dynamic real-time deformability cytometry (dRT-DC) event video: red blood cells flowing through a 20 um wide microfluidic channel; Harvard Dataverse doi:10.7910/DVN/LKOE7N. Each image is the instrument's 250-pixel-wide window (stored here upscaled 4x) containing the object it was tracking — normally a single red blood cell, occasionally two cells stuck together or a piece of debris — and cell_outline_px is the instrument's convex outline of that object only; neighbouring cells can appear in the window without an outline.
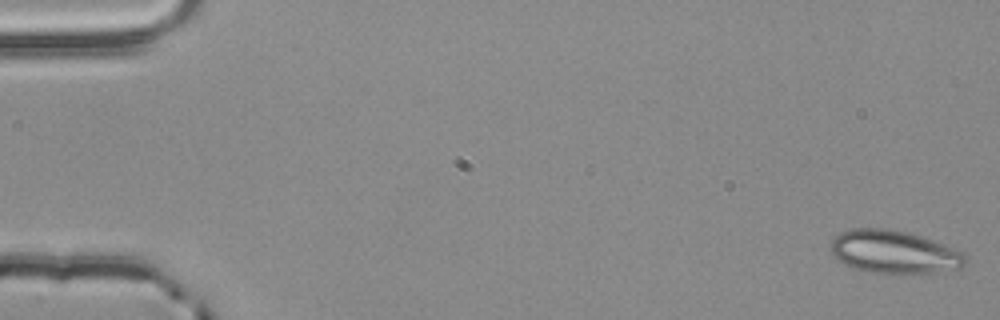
{"species": "common noctule bat (a hibernating species)", "species_latin": "Nyctalus noctula", "temperature_condition": "room temperature", "stored_images_in_passage": 54, "camera_frame_rate_fps": 3000, "um_per_image_px": 0.085, "animal": {"sex": "male", "body_mass_g": 20.4}, "frame": {"image": 1, "passage_image": 1, "time_ms": 0.0, "image_size_px": [1000, 320], "cell_outline_px": [[968, 264], [960, 268], [940, 272], [908, 276], [900, 276], [872, 272], [856, 268], [832, 256], [832, 240], [840, 232], [852, 228], [888, 228], [912, 232], [944, 244], [964, 252], [968, 256]], "centroid_in_image_um": [76.1, 21.44], "position_along_channel_um": 8.9, "area_um2": 34.8}}
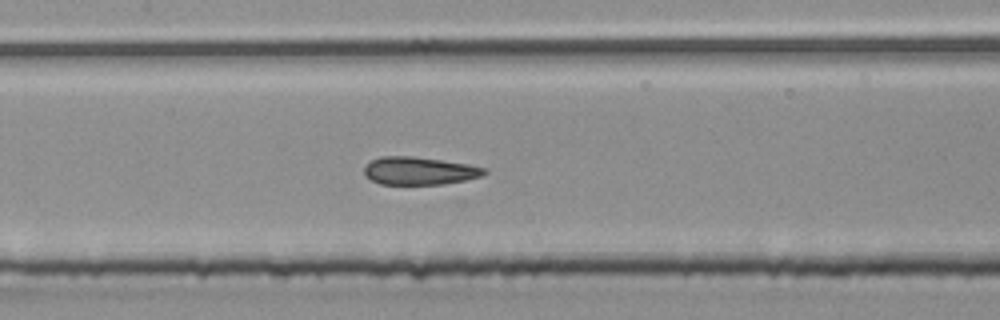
{"frame": {"image": 2, "passage_image": 26, "time_ms": 8.333, "image_size_px": [1000, 320], "cell_outline_px": [[488, 172], [480, 176], [464, 180], [444, 184], [380, 184], [364, 176], [364, 168], [372, 160], [380, 156], [412, 156], [468, 164], [488, 168]], "centroid_in_image_um": [35.64, 14.52], "position_along_channel_um": 171.8, "area_um2": 19.42}}
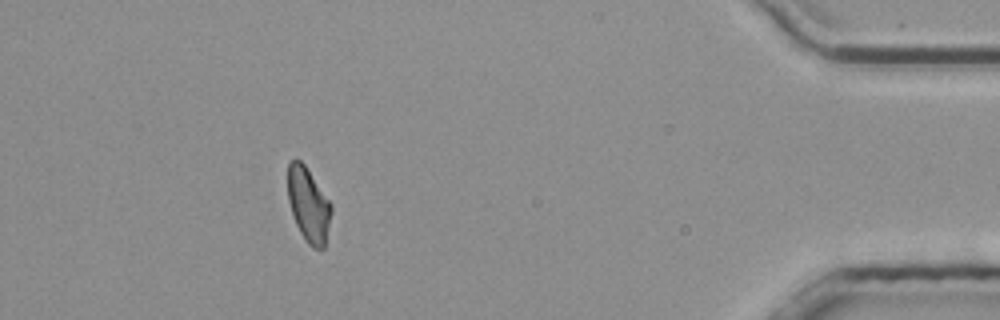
{"frame": {"image": 3, "passage_image": 49, "time_ms": 16.0, "image_size_px": [1000, 320], "cell_outline_px": [[332, 212], [324, 248], [312, 248], [308, 244], [300, 232], [292, 216], [288, 200], [288, 164], [292, 160], [300, 160], [304, 164], [332, 204]], "centroid_in_image_um": [26.22, 17.42], "position_along_channel_um": 409.0, "area_um2": 18.79}, "authors_computed_cell_mechanics": {"area_um2": 20.2589, "velocity_mm_per_s": 3.859, "shape_relaxation_time_tau1_ms": null, "shape_relaxation_time_tau2_ms": 1.3211, "deformation_change_tau1": null, "deformation_change_tau2": 0.0709}}